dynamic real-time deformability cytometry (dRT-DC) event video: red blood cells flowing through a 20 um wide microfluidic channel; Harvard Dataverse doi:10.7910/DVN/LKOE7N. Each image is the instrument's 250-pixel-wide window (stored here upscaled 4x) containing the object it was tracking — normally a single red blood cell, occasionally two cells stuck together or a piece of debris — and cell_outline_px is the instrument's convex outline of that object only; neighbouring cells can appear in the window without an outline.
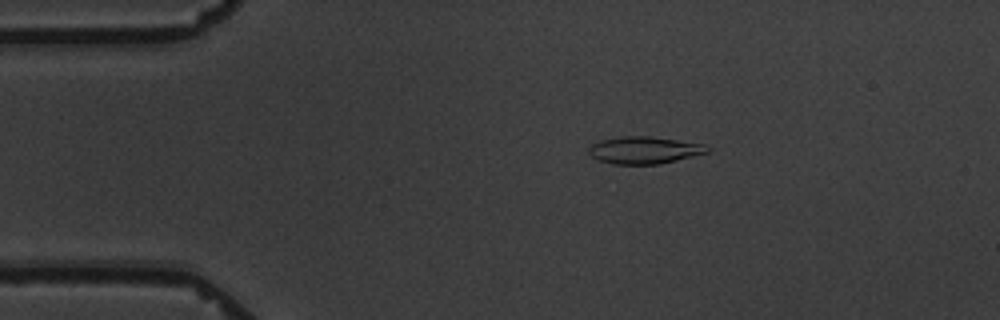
{"species": "common noctule bat (a hibernating species)", "species_latin": "Nyctalus noctula", "temperature_condition": "warm", "stored_images_in_passage": 6, "camera_frame_rate_fps": 3000, "um_per_image_px": 0.085, "animal": {"sex": "male", "body_mass_g": 19.5, "forearm_length_mm": 54.6}, "frame": {"image": 1, "passage_image": 3, "time_ms": 2.333, "image_size_px": [1000, 320], "cell_outline_px": [[712, 148], [708, 152], [660, 164], [612, 164], [600, 160], [592, 156], [588, 152], [588, 148], [592, 144], [600, 140], [620, 136], [648, 136], [704, 144]], "centroid_in_image_um": [54.75, 12.76], "position_along_channel_um": 30.2, "area_um2": 18.67}}
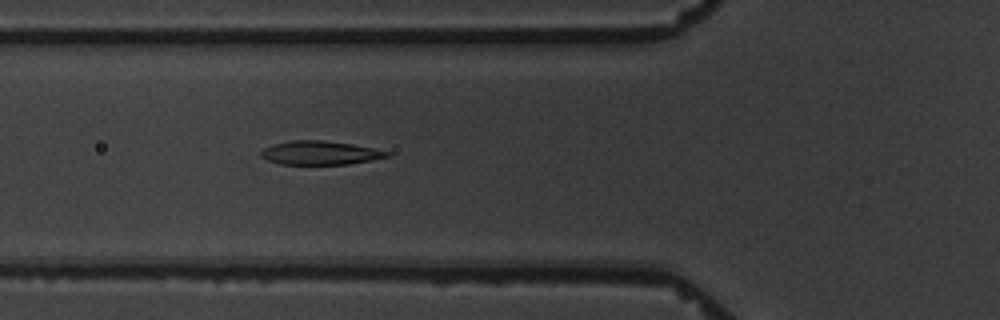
{"frame": {"image": 2, "passage_image": 6, "time_ms": 5.667, "image_size_px": [1000, 320], "cell_outline_px": [[392, 156], [372, 160], [348, 164], [280, 164], [268, 160], [260, 156], [260, 152], [264, 148], [272, 144], [292, 140], [324, 140], [352, 144], [392, 152]], "centroid_in_image_um": [27.22, 12.99], "position_along_channel_um": 98.6, "area_um2": 17.51}}